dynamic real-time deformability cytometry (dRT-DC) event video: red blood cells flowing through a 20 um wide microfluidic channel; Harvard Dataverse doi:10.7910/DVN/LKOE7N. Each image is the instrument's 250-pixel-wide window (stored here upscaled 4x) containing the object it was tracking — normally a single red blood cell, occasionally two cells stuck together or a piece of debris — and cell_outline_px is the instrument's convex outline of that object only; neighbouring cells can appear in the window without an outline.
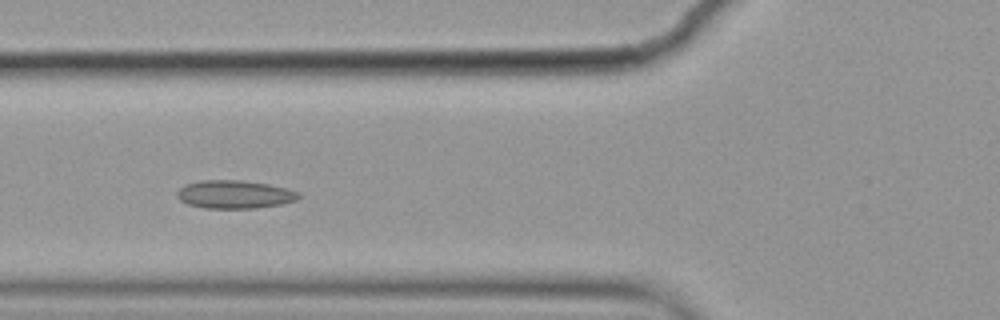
{"species": "common noctule bat (a hibernating species)", "species_latin": "Nyctalus noctula", "temperature_condition": "cold", "stored_images_in_passage": 6, "camera_frame_rate_fps": 3000, "um_per_image_px": 0.085, "animal": {"sex": "female", "body_mass_g": 19.9}, "frame": {"image": 1, "passage_image": 5, "time_ms": 1.333, "image_size_px": [1000, 320], "cell_outline_px": [[304, 196], [296, 200], [280, 204], [256, 208], [204, 208], [188, 204], [180, 200], [176, 196], [176, 192], [184, 184], [200, 180], [240, 180], [268, 184], [288, 188], [300, 192]], "centroid_in_image_um": [19.96, 16.52], "position_along_channel_um": 105.8, "area_um2": 20.17}}
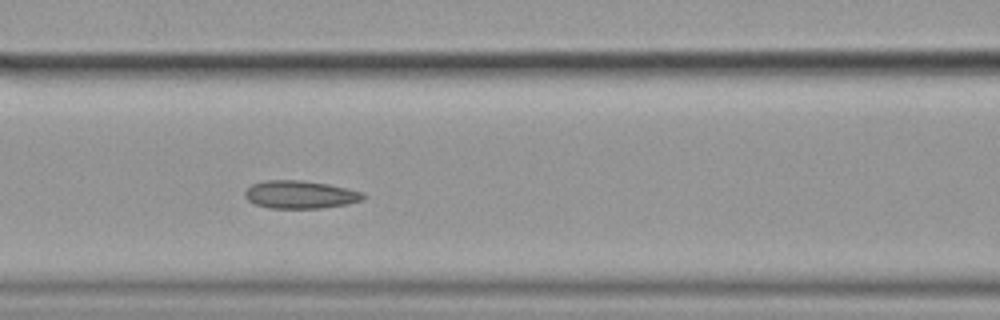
{"frame": {"image": 2, "passage_image": 6, "time_ms": 1.667, "image_size_px": [1000, 320], "cell_outline_px": [[368, 196], [364, 200], [348, 204], [320, 208], [268, 208], [256, 204], [248, 200], [244, 196], [244, 192], [252, 184], [264, 180], [300, 180], [328, 184], [364, 192]], "centroid_in_image_um": [25.55, 16.54], "position_along_channel_um": 141.0, "area_um2": 19.36}}